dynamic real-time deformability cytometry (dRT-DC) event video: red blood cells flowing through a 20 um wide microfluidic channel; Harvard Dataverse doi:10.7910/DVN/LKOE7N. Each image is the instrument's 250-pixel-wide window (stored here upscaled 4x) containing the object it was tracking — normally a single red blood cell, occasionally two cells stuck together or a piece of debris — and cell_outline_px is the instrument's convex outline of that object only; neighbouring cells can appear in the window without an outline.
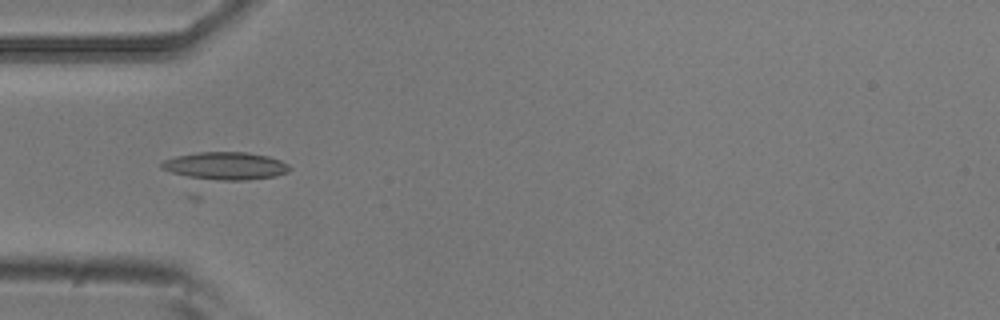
{"species": "common noctule bat (a hibernating species)", "species_latin": "Nyctalus noctula", "temperature_condition": "room temperature", "stored_images_in_passage": 7, "camera_frame_rate_fps": 3000, "um_per_image_px": 0.085, "animal": {"sex": "male", "body_mass_g": 20.5, "forearm_length_mm": 52.5}, "frame": {"image": 1, "passage_image": 4, "time_ms": 1.0, "image_size_px": [1000, 320], "cell_outline_px": [[292, 168], [288, 172], [276, 176], [244, 180], [196, 180], [160, 168], [160, 164], [164, 160], [176, 156], [196, 152], [248, 152], [268, 156], [280, 160], [288, 164]], "centroid_in_image_um": [19.14, 14.11], "position_along_channel_um": 65.9, "area_um2": 20.98}}
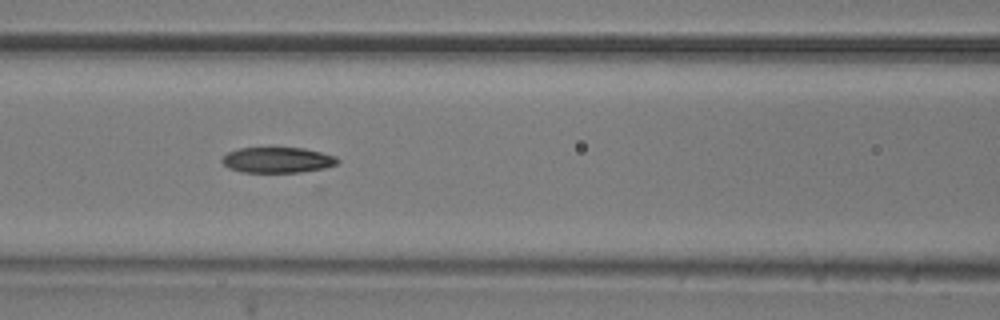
{"frame": {"image": 2, "passage_image": 6, "time_ms": 1.667, "image_size_px": [1000, 320], "cell_outline_px": [[340, 160], [336, 164], [316, 172], [240, 172], [228, 168], [220, 160], [228, 152], [240, 148], [304, 148], [336, 156]], "centroid_in_image_um": [23.63, 13.62], "position_along_channel_um": 143.0, "area_um2": 17.46}}
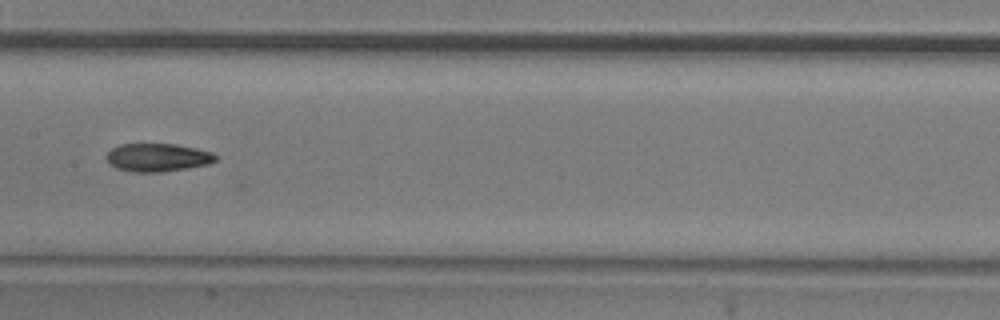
{"frame": {"image": 3, "passage_image": 7, "time_ms": 2.0, "image_size_px": [1000, 320], "cell_outline_px": [[216, 160], [208, 164], [188, 168], [160, 172], [132, 172], [116, 168], [104, 156], [112, 148], [120, 144], [176, 144], [196, 148], [212, 152], [216, 156]], "centroid_in_image_um": [13.39, 13.38], "position_along_channel_um": 194.0, "area_um2": 17.86}}